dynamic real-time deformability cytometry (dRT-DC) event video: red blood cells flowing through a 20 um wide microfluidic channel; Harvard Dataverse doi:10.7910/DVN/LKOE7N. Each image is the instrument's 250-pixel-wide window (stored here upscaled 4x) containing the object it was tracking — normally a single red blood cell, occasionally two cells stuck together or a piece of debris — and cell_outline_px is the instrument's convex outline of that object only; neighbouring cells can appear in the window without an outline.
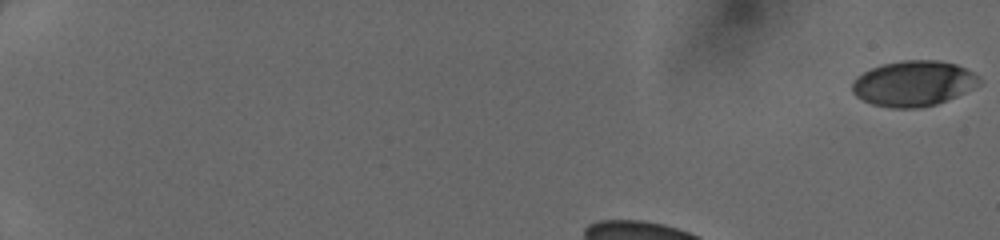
{"species": "human", "species_latin": "Homo sapiens", "temperature_condition": "cold", "stored_images_in_passage": 36, "camera_frame_rate_fps": 3000, "um_per_image_px": 0.085, "donor": {"sex": "female"}, "frame": {"image": 1, "passage_image": 1, "time_ms": 0.0, "image_size_px": [1000, 240], "cell_outline_px": [[980, 84], [956, 96], [936, 104], [920, 108], [892, 108], [872, 104], [856, 96], [852, 92], [852, 84], [856, 76], [872, 68], [884, 64], [904, 60], [936, 60], [956, 64], [972, 72], [980, 80]], "centroid_in_image_um": [77.62, 7.1], "position_along_channel_um": 7.4, "area_um2": 33.35}}
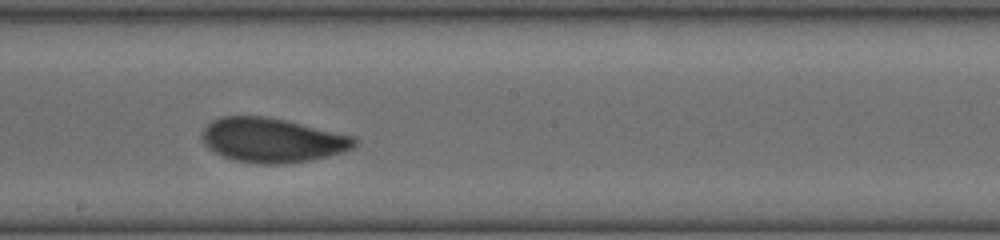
{"frame": {"image": 2, "passage_image": 23, "time_ms": 7.333, "image_size_px": [1000, 240], "cell_outline_px": [[356, 144], [352, 148], [328, 156], [312, 160], [284, 164], [260, 164], [236, 160], [224, 156], [208, 148], [204, 144], [200, 136], [204, 128], [212, 120], [220, 116], [264, 116], [288, 120], [352, 136], [356, 140]], "centroid_in_image_um": [23.11, 11.9], "position_along_channel_um": 225.1, "area_um2": 39.36}}
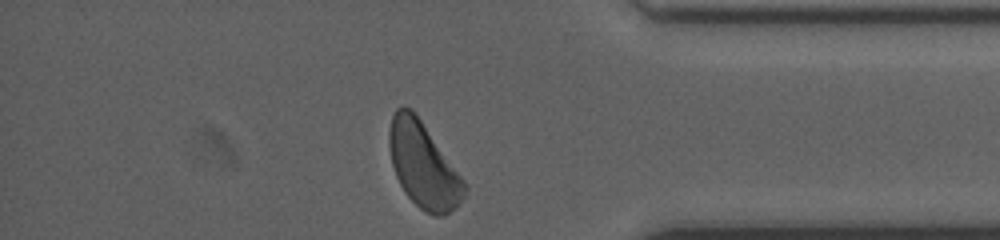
{"frame": {"image": 3, "passage_image": 36, "time_ms": 11.667, "image_size_px": [1000, 240], "cell_outline_px": [[468, 188], [464, 196], [456, 208], [440, 216], [432, 216], [424, 212], [404, 192], [396, 176], [392, 164], [388, 144], [388, 132], [392, 116], [396, 108], [404, 104], [412, 108], [416, 112], [468, 184]], "centroid_in_image_um": [35.99, 14.01], "position_along_channel_um": 399.2, "area_um2": 37.92}}